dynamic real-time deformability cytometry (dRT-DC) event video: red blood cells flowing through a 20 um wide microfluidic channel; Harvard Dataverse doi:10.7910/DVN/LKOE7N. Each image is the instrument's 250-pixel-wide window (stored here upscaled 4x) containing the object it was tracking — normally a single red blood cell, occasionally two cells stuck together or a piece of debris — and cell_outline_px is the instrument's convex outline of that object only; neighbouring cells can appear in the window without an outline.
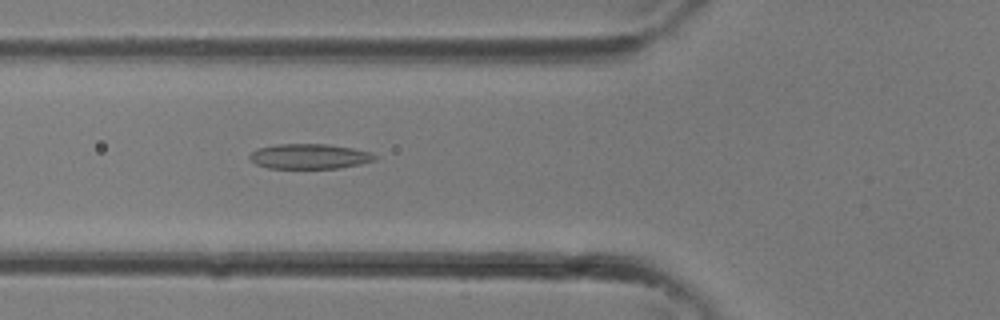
{"species": "common noctule bat (a hibernating species)", "species_latin": "Nyctalus noctula", "temperature_condition": "room temperature", "stored_images_in_passage": 11, "camera_frame_rate_fps": 3000, "um_per_image_px": 0.085, "animal": {"sex": "female"}, "frame": {"image": 1, "passage_image": 11, "time_ms": 3.333, "image_size_px": [1000, 320], "cell_outline_px": [[376, 160], [360, 164], [340, 168], [268, 168], [256, 164], [248, 156], [256, 148], [276, 144], [328, 144], [352, 148], [372, 152], [376, 156]], "centroid_in_image_um": [26.31, 13.29], "position_along_channel_um": 99.5, "area_um2": 18.32}}